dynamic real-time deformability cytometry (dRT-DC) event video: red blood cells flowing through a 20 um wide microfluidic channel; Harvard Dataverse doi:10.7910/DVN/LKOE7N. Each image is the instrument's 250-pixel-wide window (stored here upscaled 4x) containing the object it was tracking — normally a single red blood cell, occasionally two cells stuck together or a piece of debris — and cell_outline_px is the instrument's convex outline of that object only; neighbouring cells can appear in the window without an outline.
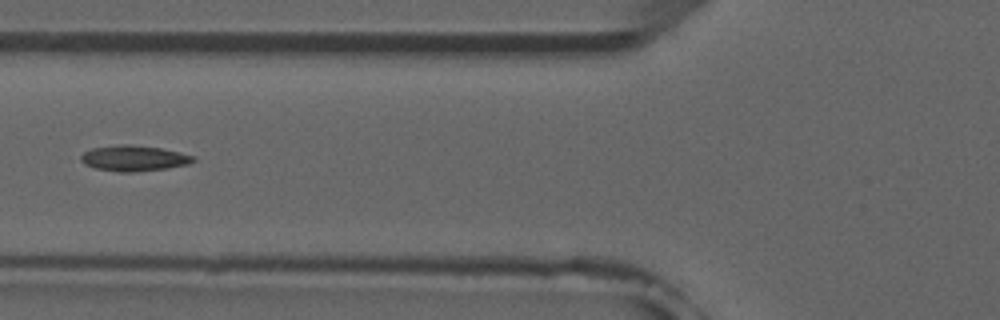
{"species": "common noctule bat (a hibernating species)", "species_latin": "Nyctalus noctula", "temperature_condition": "room temperature", "stored_images_in_passage": 5, "camera_frame_rate_fps": 3000, "um_per_image_px": 0.085, "animal": {"sex": "male", "forearm_length_mm": 52.5}, "frame": {"image": 1, "passage_image": 4, "time_ms": 3.333, "image_size_px": [1000, 320], "cell_outline_px": [[196, 160], [188, 164], [168, 168], [136, 172], [120, 172], [96, 168], [84, 164], [80, 160], [80, 156], [84, 152], [92, 148], [116, 144], [128, 144], [160, 148], [180, 152], [196, 156]], "centroid_in_image_um": [11.39, 13.45], "position_along_channel_um": 114.4, "area_um2": 16.94}}
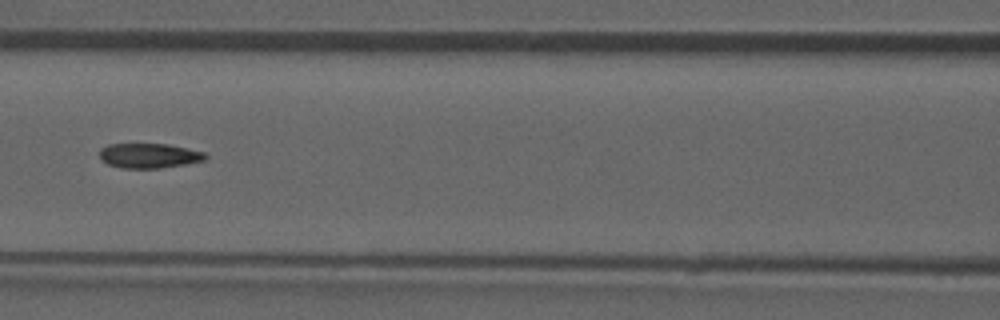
{"frame": {"image": 2, "passage_image": 5, "time_ms": 4.333, "image_size_px": [1000, 320], "cell_outline_px": [[208, 156], [204, 160], [184, 164], [160, 168], [120, 168], [108, 164], [100, 156], [100, 148], [108, 144], [168, 144], [188, 148], [204, 152]], "centroid_in_image_um": [12.67, 13.22], "position_along_channel_um": 153.9, "area_um2": 15.2}}